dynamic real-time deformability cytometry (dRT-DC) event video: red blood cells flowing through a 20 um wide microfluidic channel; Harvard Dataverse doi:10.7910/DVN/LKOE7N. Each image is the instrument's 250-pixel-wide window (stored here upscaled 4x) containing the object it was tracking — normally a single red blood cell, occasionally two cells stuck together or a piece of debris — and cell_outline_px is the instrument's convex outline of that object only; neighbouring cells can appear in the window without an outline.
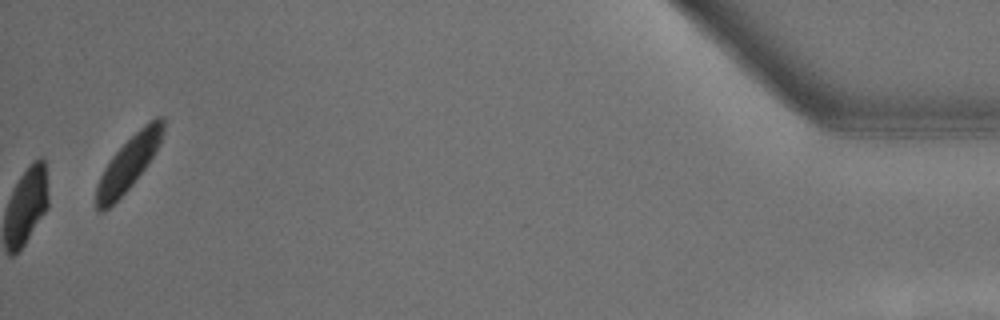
{"species": "common noctule bat (a hibernating species)", "species_latin": "Nyctalus noctula", "temperature_condition": "warm", "stored_images_in_passage": 20, "camera_frame_rate_fps": 3000, "um_per_image_px": 0.085, "animal": {"sex": "male", "body_mass_g": 13.3}, "frame": {"image": 1, "passage_image": 20, "time_ms": 6.333, "image_size_px": [1000, 320], "cell_outline_px": [[164, 132], [156, 152], [148, 164], [132, 184], [104, 212], [100, 212], [96, 208], [96, 188], [100, 176], [104, 168], [112, 156], [144, 124], [156, 116], [164, 116]], "centroid_in_image_um": [10.94, 13.85], "position_along_channel_um": 424.3, "area_um2": 20.63}}